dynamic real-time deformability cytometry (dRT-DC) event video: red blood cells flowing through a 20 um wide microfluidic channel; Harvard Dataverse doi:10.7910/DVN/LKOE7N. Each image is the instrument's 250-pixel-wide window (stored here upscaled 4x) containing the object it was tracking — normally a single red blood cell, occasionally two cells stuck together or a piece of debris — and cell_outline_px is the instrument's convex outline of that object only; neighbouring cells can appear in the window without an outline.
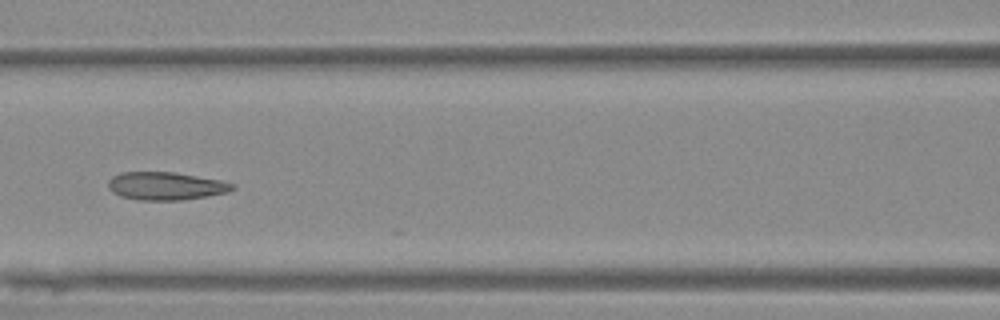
{"species": "Egyptian fruit bat (a non-hibernating species)", "species_latin": "Rousettus aegyptiacus", "temperature_condition": "warm", "stored_images_in_passage": 5, "camera_frame_rate_fps": 3000, "um_per_image_px": 0.085, "animal": {"sex": "female"}, "frame": {"image": 1, "passage_image": 3, "time_ms": 2.333, "image_size_px": [1000, 320], "cell_outline_px": [[236, 188], [228, 192], [180, 200], [136, 200], [120, 196], [112, 192], [108, 188], [108, 180], [112, 176], [120, 172], [172, 172], [220, 180], [236, 184]], "centroid_in_image_um": [14.06, 15.81], "position_along_channel_um": 152.5, "area_um2": 20.23}}
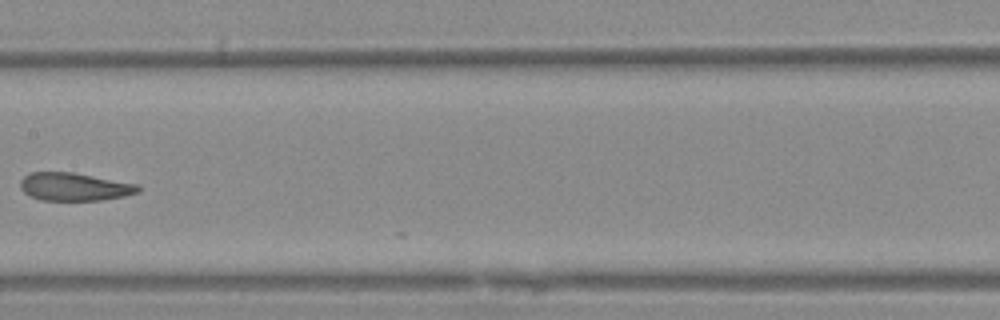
{"frame": {"image": 2, "passage_image": 4, "time_ms": 3.667, "image_size_px": [1000, 320], "cell_outline_px": [[140, 192], [124, 196], [104, 200], [40, 200], [24, 192], [20, 188], [20, 180], [24, 176], [32, 172], [72, 172], [140, 184]], "centroid_in_image_um": [6.36, 15.87], "position_along_channel_um": 201.0, "area_um2": 19.31}}
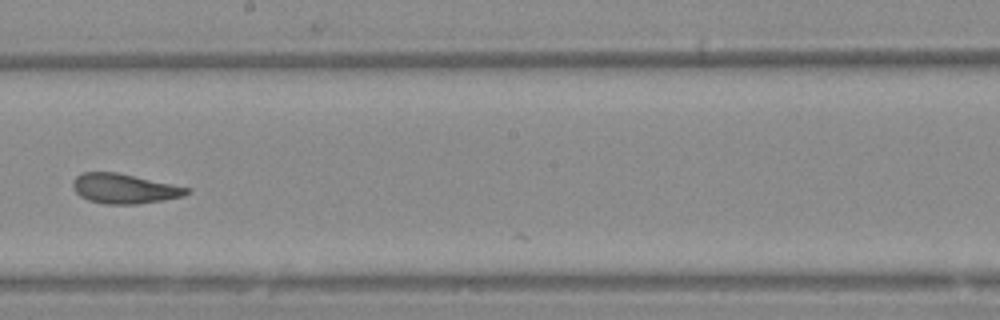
{"frame": {"image": 3, "passage_image": 5, "time_ms": 4.667, "image_size_px": [1000, 320], "cell_outline_px": [[192, 192], [184, 196], [164, 200], [136, 204], [104, 204], [88, 200], [80, 196], [72, 188], [72, 180], [76, 176], [84, 172], [116, 172], [192, 188]], "centroid_in_image_um": [10.58, 16.03], "position_along_channel_um": 237.6, "area_um2": 19.94}}